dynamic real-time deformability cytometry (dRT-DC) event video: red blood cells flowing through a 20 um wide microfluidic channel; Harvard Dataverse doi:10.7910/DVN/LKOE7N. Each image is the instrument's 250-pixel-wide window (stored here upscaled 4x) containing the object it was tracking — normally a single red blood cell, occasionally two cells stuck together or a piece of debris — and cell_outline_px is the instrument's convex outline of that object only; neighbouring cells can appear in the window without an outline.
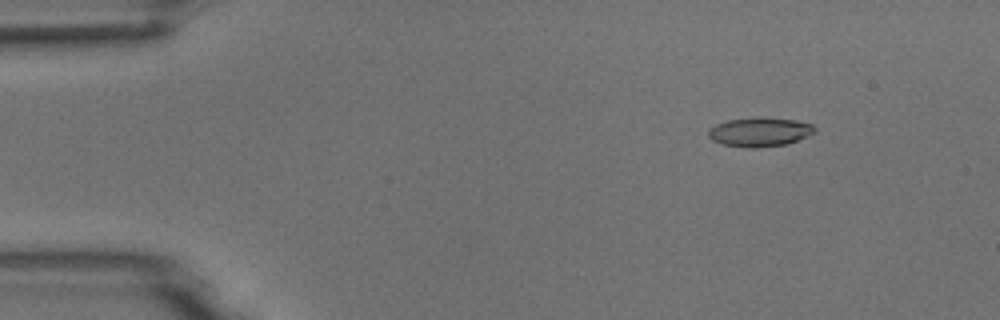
{"species": "common noctule bat (a hibernating species)", "species_latin": "Nyctalus noctula", "temperature_condition": "room temperature", "stored_images_in_passage": 6, "camera_frame_rate_fps": 3000, "um_per_image_px": 0.085, "animal": {"sex": "male", "body_mass_g": 18.8}, "frame": {"image": 1, "passage_image": 2, "time_ms": 1.0, "image_size_px": [1000, 320], "cell_outline_px": [[816, 132], [808, 136], [788, 144], [756, 148], [744, 148], [720, 144], [712, 140], [708, 136], [708, 128], [716, 124], [728, 120], [760, 116], [792, 120], [812, 124], [816, 128]], "centroid_in_image_um": [64.55, 11.22], "position_along_channel_um": 20.4, "area_um2": 18.38}}
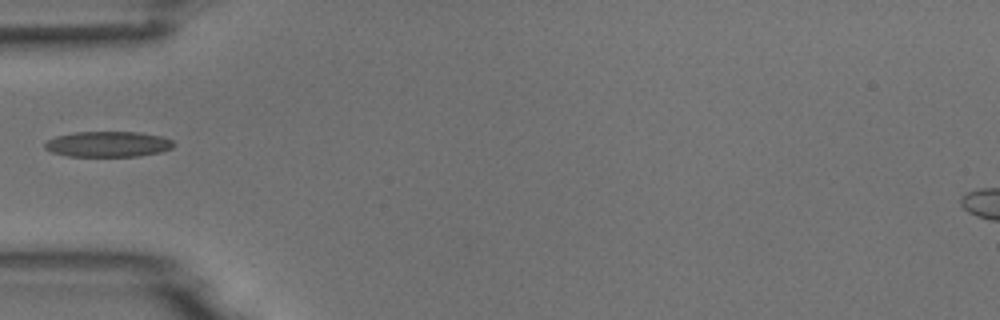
{"frame": {"image": 2, "passage_image": 5, "time_ms": 4.667, "image_size_px": [1000, 320], "cell_outline_px": [[176, 144], [172, 148], [160, 152], [136, 156], [68, 156], [52, 152], [44, 148], [44, 144], [48, 140], [56, 136], [76, 132], [140, 132], [164, 136], [172, 140]], "centroid_in_image_um": [9.21, 12.24], "position_along_channel_um": 75.8, "area_um2": 19.25}}
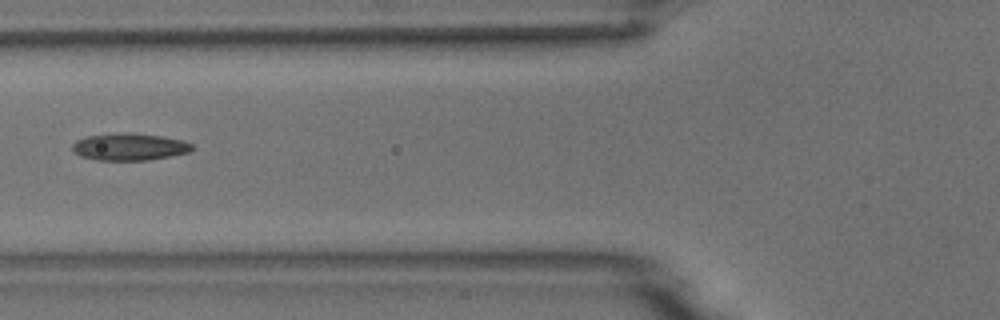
{"frame": {"image": 3, "passage_image": 6, "time_ms": 5.667, "image_size_px": [1000, 320], "cell_outline_px": [[196, 148], [192, 152], [148, 160], [96, 160], [80, 156], [72, 152], [72, 144], [76, 140], [88, 136], [132, 132], [160, 136], [180, 140], [192, 144]], "centroid_in_image_um": [11.01, 12.49], "position_along_channel_um": 114.8, "area_um2": 18.96}}